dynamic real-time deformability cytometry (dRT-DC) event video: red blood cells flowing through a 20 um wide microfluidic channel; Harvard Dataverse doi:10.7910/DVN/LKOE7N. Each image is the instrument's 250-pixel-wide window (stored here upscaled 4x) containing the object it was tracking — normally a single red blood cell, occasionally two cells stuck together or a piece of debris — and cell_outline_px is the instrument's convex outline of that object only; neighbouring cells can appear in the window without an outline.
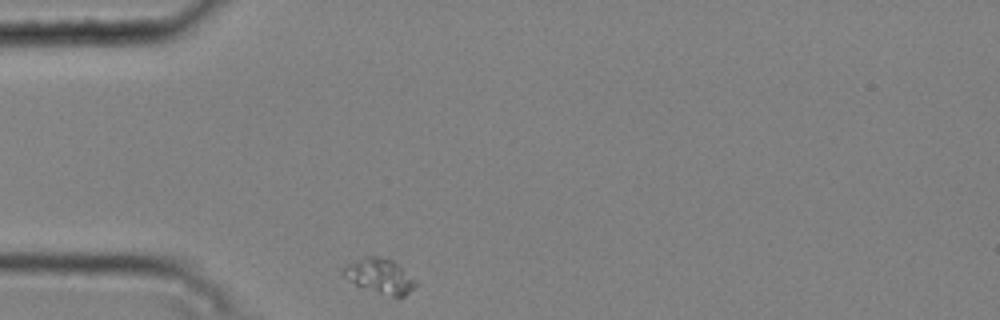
{"species": "common noctule bat (a hibernating species)", "species_latin": "Nyctalus noctula", "temperature_condition": "cold", "stored_images_in_passage": 43, "camera_frame_rate_fps": 3000, "um_per_image_px": 0.085, "animal": {"sex": "male", "body_mass_g": 20.4}, "frame": {"image": 1, "passage_image": 1, "time_ms": 0.0, "image_size_px": [1000, 320], "cell_outline_px": [[416, 288], [404, 296], [392, 296], [356, 284], [348, 280], [340, 272], [348, 264], [368, 256], [388, 256], [416, 284]], "centroid_in_image_um": [32.26, 23.44], "position_along_channel_um": 52.7, "area_um2": 13.99}}
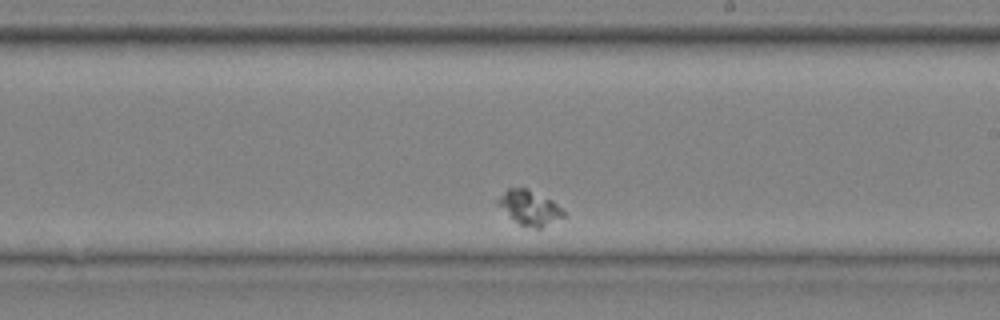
{"frame": {"image": 2, "passage_image": 20, "time_ms": 6.333, "image_size_px": [1000, 320], "cell_outline_px": [[564, 216], [540, 228], [536, 228], [520, 224], [496, 204], [496, 200], [508, 188], [528, 188], [552, 200], [564, 212]], "centroid_in_image_um": [44.99, 17.63], "position_along_channel_um": 244.0, "area_um2": 12.83}}
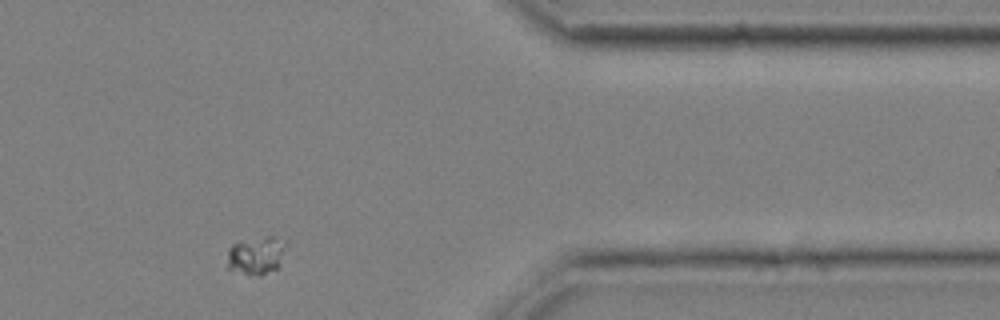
{"frame": {"image": 3, "passage_image": 35, "time_ms": 11.333, "image_size_px": [1000, 320], "cell_outline_px": [[284, 244], [280, 264], [276, 268], [260, 276], [228, 268], [228, 248], [232, 244], [268, 236], [272, 236]], "centroid_in_image_um": [21.74, 21.72], "position_along_channel_um": 389.7, "area_um2": 12.2}}